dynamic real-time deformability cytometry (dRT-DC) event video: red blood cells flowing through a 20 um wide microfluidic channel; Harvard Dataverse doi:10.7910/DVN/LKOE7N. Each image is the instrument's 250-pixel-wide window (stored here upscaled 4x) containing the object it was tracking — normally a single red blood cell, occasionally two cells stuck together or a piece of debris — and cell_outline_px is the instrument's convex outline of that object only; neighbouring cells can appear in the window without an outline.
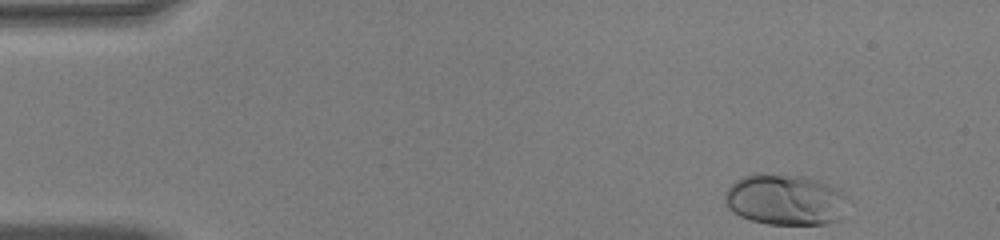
{"species": "human", "species_latin": "Homo sapiens", "temperature_condition": "warm", "stored_images_in_passage": 46, "camera_frame_rate_fps": 3000, "um_per_image_px": 0.085, "donor": {"sex": "male"}, "frame": {"image": 1, "passage_image": 1, "time_ms": 0.0, "image_size_px": [1000, 240], "cell_outline_px": [[844, 196], [840, 220], [824, 224], [768, 224], [752, 220], [740, 216], [732, 212], [728, 208], [724, 200], [724, 192], [736, 180], [744, 176], [756, 172], [760, 172], [808, 176], [820, 180], [836, 188]], "centroid_in_image_um": [66.66, 16.95], "position_along_channel_um": 18.3, "area_um2": 36.59}}
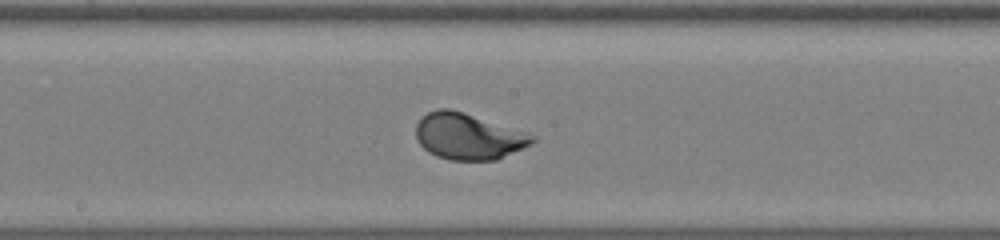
{"frame": {"image": 2, "passage_image": 23, "time_ms": 7.333, "image_size_px": [1000, 240], "cell_outline_px": [[536, 140], [532, 144], [496, 160], [452, 160], [436, 156], [428, 152], [416, 140], [416, 124], [420, 116], [436, 108], [448, 108], [536, 136]], "centroid_in_image_um": [39.74, 11.6], "position_along_channel_um": 208.5, "area_um2": 30.98}}
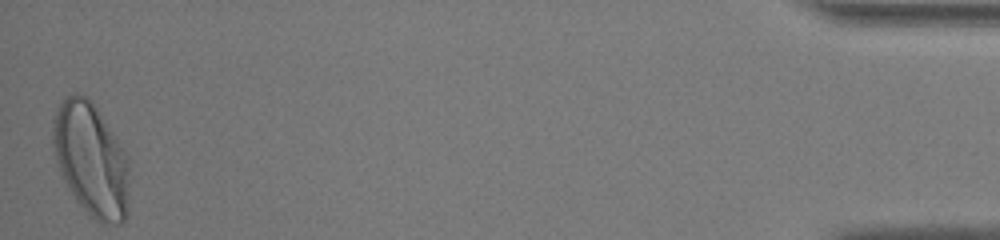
{"frame": {"image": 3, "passage_image": 46, "time_ms": 15.0, "image_size_px": [1000, 240], "cell_outline_px": [[128, 216], [120, 224], [100, 224], [76, 200], [68, 188], [60, 172], [56, 160], [52, 144], [52, 120], [56, 108], [60, 100], [64, 96], [76, 92], [84, 96], [96, 108], [124, 152], [128, 160]], "centroid_in_image_um": [7.71, 13.58], "position_along_channel_um": 427.5, "area_um2": 50.29}, "authors_computed_cell_mechanics": {"area_um2": 31.212, "velocity_mm_per_s": 4.052, "shape_relaxation_time_tau1_ms": 2.0721, "shape_relaxation_time_tau2_ms": null, "deformation_change_tau1": 0.1657, "deformation_change_tau2": null}}